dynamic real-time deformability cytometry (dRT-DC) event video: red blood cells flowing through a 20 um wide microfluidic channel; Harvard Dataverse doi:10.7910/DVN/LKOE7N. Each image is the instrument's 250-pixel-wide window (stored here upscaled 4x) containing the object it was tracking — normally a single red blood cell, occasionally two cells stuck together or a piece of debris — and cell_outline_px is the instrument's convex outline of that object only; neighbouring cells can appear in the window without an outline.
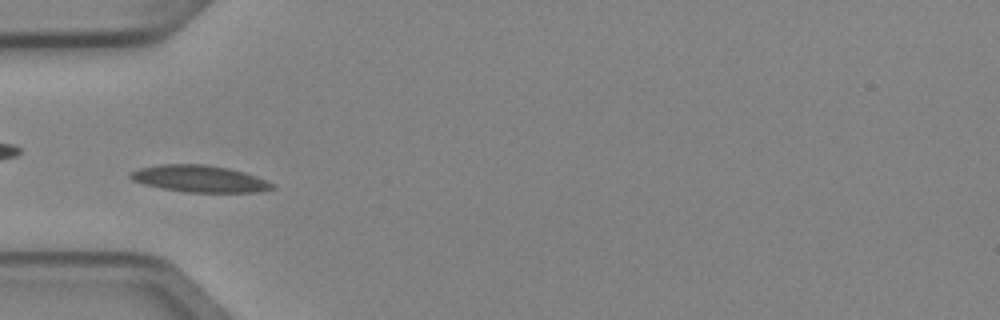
{"species": "Egyptian fruit bat (a non-hibernating species)", "species_latin": "Rousettus aegyptiacus", "temperature_condition": "cold", "stored_images_in_passage": 4, "camera_frame_rate_fps": 3000, "um_per_image_px": 0.085, "animal": {"sex": "female"}, "frame": {"image": 1, "passage_image": 4, "time_ms": 1.0, "image_size_px": [1000, 320], "cell_outline_px": [[276, 188], [256, 192], [184, 192], [160, 188], [144, 184], [132, 180], [128, 176], [128, 172], [140, 168], [160, 164], [204, 164], [228, 168], [244, 172], [256, 176], [276, 184]], "centroid_in_image_um": [16.95, 15.19], "position_along_channel_um": 68.1, "area_um2": 22.31}}